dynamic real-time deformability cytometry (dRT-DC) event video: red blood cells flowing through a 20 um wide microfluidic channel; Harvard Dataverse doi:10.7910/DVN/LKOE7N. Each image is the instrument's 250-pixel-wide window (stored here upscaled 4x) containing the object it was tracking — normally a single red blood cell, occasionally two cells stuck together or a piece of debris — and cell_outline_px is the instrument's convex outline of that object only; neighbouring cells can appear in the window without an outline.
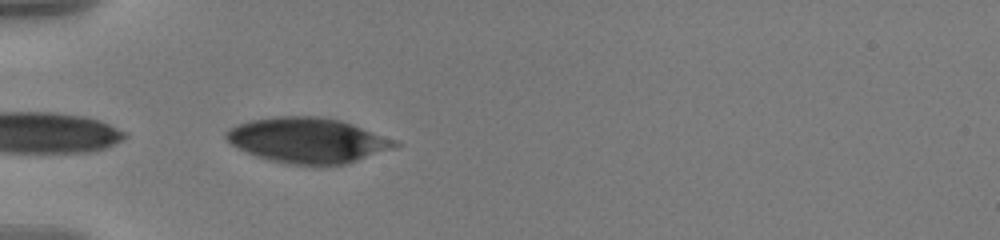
{"species": "human", "species_latin": "Homo sapiens", "temperature_condition": "warm", "stored_images_in_passage": 41, "camera_frame_rate_fps": 3000, "um_per_image_px": 0.085, "donor": {"sex": "male"}, "frame": {"image": 1, "passage_image": 2, "time_ms": 0.333, "image_size_px": [1000, 240], "cell_outline_px": [[404, 144], [396, 148], [348, 164], [288, 164], [268, 160], [256, 156], [232, 144], [224, 136], [224, 132], [228, 128], [236, 124], [248, 120], [276, 116], [320, 116], [340, 120], [352, 124], [396, 140]], "centroid_in_image_um": [26.17, 11.92], "position_along_channel_um": 58.8, "area_um2": 44.68}}
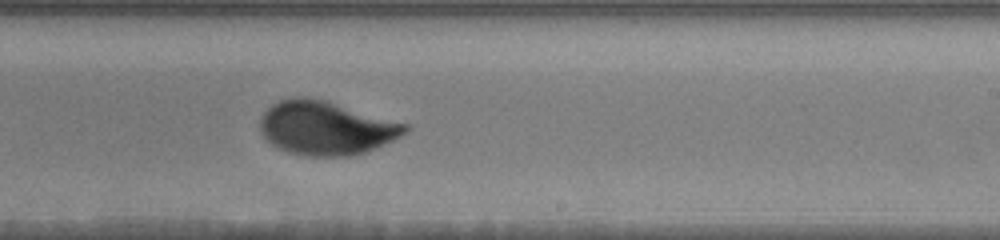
{"frame": {"image": 2, "passage_image": 20, "time_ms": 6.333, "image_size_px": [1000, 240], "cell_outline_px": [[412, 128], [400, 136], [376, 148], [364, 152], [348, 156], [304, 156], [288, 152], [276, 148], [260, 132], [260, 116], [272, 104], [280, 100], [292, 96], [300, 96], [324, 100], [408, 124]], "centroid_in_image_um": [27.68, 10.88], "position_along_channel_um": 261.3, "area_um2": 45.37}}
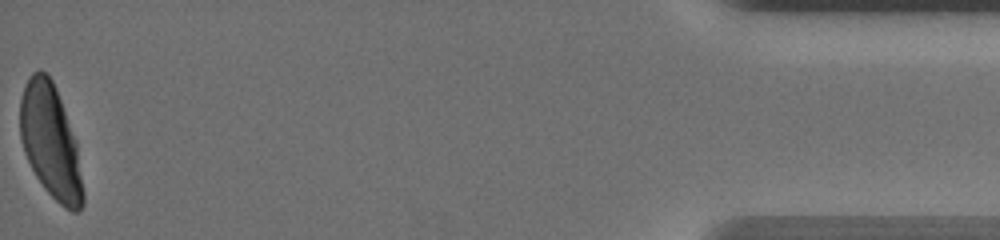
{"frame": {"image": 3, "passage_image": 41, "time_ms": 13.333, "image_size_px": [1000, 240], "cell_outline_px": [[84, 204], [76, 212], [72, 212], [64, 208], [44, 188], [36, 176], [24, 152], [20, 136], [20, 100], [24, 84], [28, 76], [32, 72], [40, 68], [52, 80], [56, 88], [76, 140], [84, 192]], "centroid_in_image_um": [4.29, 12.02], "position_along_channel_um": 430.9, "area_um2": 41.73}, "authors_computed_cell_mechanics": {"area_um2": 44.7372, "velocity_mm_per_s": 3.5486, "shape_relaxation_time_tau1_ms": 4.597, "shape_relaxation_time_tau2_ms": 0.7568, "deformation_change_tau1": 0.1482, "deformation_change_tau2": 0.0475}}